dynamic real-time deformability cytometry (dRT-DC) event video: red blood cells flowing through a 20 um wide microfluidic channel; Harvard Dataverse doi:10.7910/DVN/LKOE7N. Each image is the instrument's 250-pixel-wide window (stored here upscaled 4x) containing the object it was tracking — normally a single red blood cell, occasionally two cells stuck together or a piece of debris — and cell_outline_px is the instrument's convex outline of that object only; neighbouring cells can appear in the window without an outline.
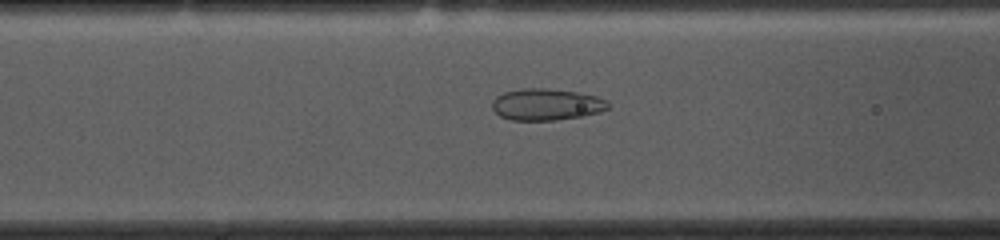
{"species": "common noctule bat (a hibernating species)", "species_latin": "Nyctalus noctula", "temperature_condition": "cold", "stored_images_in_passage": 54, "camera_frame_rate_fps": 3000, "um_per_image_px": 0.085, "animal": {"sex": "female", "body_mass_g": 10.0, "forearm_length_mm": 53.1}, "frame": {"image": 1, "passage_image": 20, "time_ms": 6.333, "image_size_px": [1000, 240], "cell_outline_px": [[608, 108], [600, 112], [584, 116], [556, 120], [512, 120], [500, 116], [492, 108], [492, 100], [496, 96], [504, 92], [520, 88], [544, 88], [576, 92], [596, 96], [608, 100]], "centroid_in_image_um": [46.44, 8.88], "position_along_channel_um": 120.2, "area_um2": 21.44}}
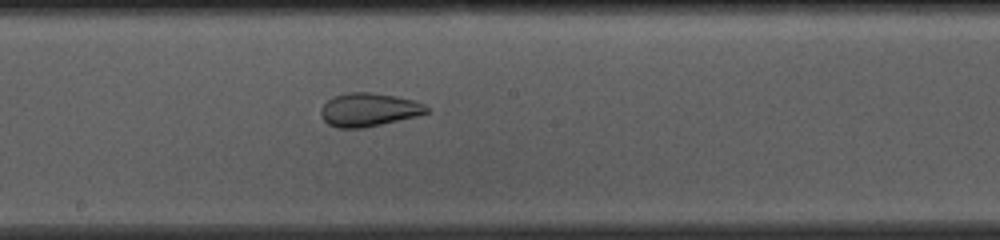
{"frame": {"image": 2, "passage_image": 28, "time_ms": 9.0, "image_size_px": [1000, 240], "cell_outline_px": [[428, 112], [416, 116], [364, 128], [336, 128], [328, 124], [320, 116], [320, 108], [332, 96], [348, 92], [372, 92], [396, 96], [416, 100], [424, 104], [428, 108]], "centroid_in_image_um": [31.31, 9.32], "position_along_channel_um": 216.9, "area_um2": 20.75}}
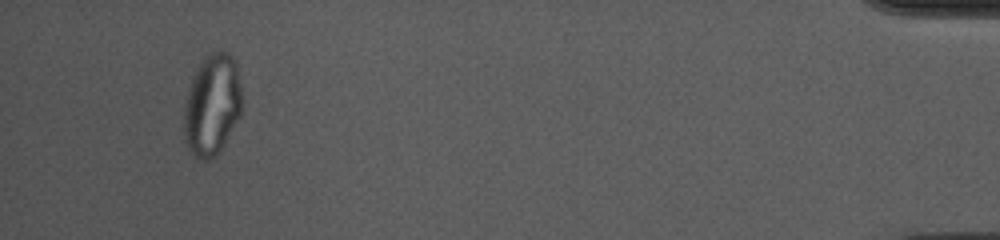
{"frame": {"image": 3, "passage_image": 51, "time_ms": 16.667, "image_size_px": [1000, 240], "cell_outline_px": [[244, 104], [240, 116], [220, 152], [216, 156], [208, 160], [204, 160], [196, 156], [188, 148], [184, 132], [184, 104], [192, 80], [200, 60], [204, 56], [220, 48], [228, 52], [232, 56], [236, 64]], "centroid_in_image_um": [18.06, 8.89], "position_along_channel_um": 417.1, "area_um2": 34.62}, "authors_computed_cell_mechanics": {"area_um2": 27.744, "velocity_mm_per_s": 3.6272, "shape_relaxation_time_tau1_ms": null, "shape_relaxation_time_tau2_ms": 1.3182, "deformation_change_tau1": null, "deformation_change_tau2": 0.0651}}